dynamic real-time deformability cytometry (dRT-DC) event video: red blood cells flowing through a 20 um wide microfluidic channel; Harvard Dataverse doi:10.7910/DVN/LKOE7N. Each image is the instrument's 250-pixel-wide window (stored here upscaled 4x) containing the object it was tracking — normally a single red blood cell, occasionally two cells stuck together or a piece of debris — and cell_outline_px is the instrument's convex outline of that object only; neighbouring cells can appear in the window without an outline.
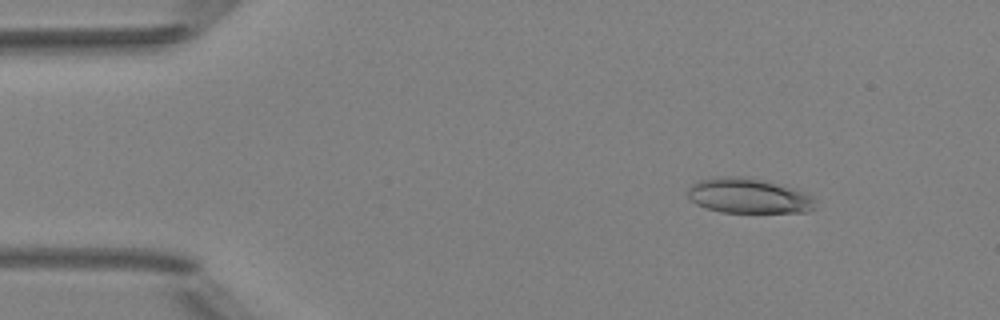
{"species": "Egyptian fruit bat (a non-hibernating species)", "species_latin": "Rousettus aegyptiacus", "temperature_condition": "room temperature", "stored_images_in_passage": 6, "camera_frame_rate_fps": 3000, "um_per_image_px": 0.085, "animal": {"sex": "female"}, "frame": {"image": 1, "passage_image": 2, "time_ms": 1.333, "image_size_px": [1000, 320], "cell_outline_px": [[816, 208], [808, 212], [720, 212], [696, 204], [688, 196], [688, 188], [696, 180], [716, 176], [740, 176], [760, 180], [792, 188], [804, 192], [812, 196]], "centroid_in_image_um": [63.59, 16.64], "position_along_channel_um": 21.4, "area_um2": 25.89}}
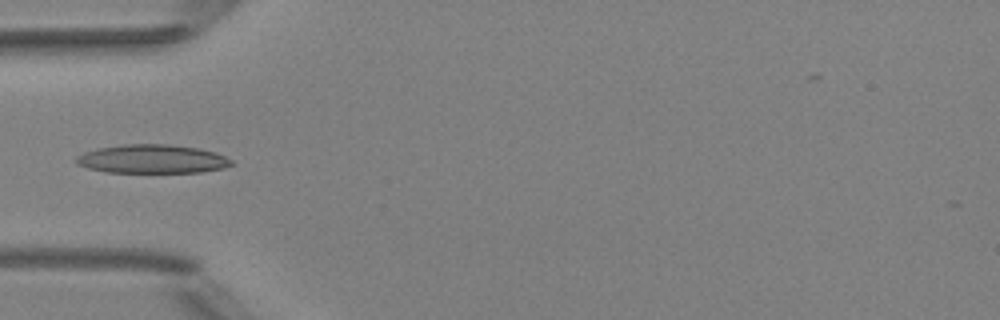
{"frame": {"image": 2, "passage_image": 5, "time_ms": 4.667, "image_size_px": [1000, 320], "cell_outline_px": [[236, 164], [224, 168], [200, 172], [104, 172], [88, 168], [76, 164], [76, 156], [84, 152], [96, 148], [124, 144], [168, 144], [196, 148], [216, 152], [232, 160]], "centroid_in_image_um": [12.93, 13.51], "position_along_channel_um": 72.1, "area_um2": 26.07}}
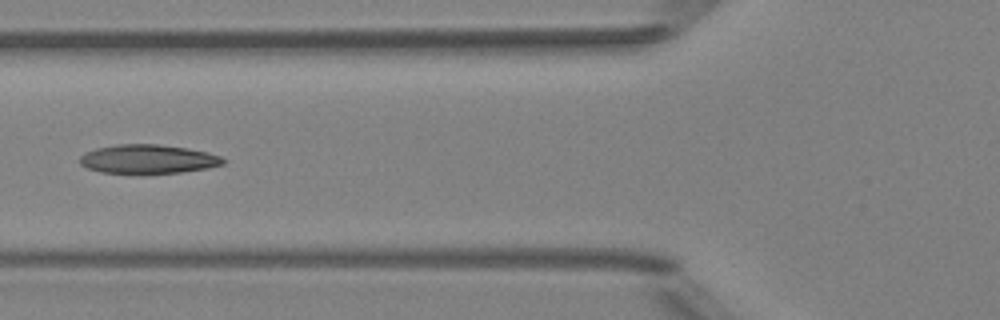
{"frame": {"image": 3, "passage_image": 6, "time_ms": 5.667, "image_size_px": [1000, 320], "cell_outline_px": [[228, 160], [224, 164], [208, 168], [180, 172], [136, 176], [100, 172], [88, 168], [80, 164], [80, 156], [96, 148], [116, 144], [156, 144], [184, 148], [208, 152], [220, 156]], "centroid_in_image_um": [12.57, 13.56], "position_along_channel_um": 113.2, "area_um2": 24.85}}